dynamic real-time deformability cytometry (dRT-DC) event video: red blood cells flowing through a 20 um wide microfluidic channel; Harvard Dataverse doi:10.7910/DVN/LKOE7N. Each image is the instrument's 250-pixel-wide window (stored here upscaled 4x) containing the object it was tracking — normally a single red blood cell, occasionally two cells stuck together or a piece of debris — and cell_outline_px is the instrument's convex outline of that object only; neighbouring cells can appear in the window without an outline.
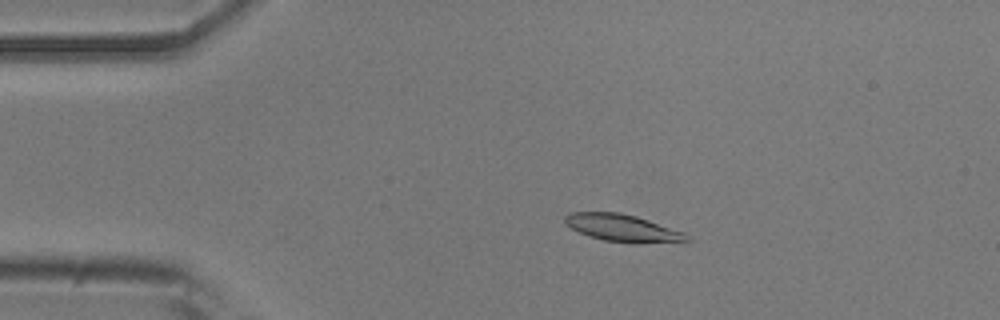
{"species": "common noctule bat (a hibernating species)", "species_latin": "Nyctalus noctula", "temperature_condition": "room temperature", "stored_images_in_passage": 54, "camera_frame_rate_fps": 3000, "um_per_image_px": 0.085, "animal": {"sex": "male", "body_mass_g": 20.5, "forearm_length_mm": 52.5}, "frame": {"image": 1, "passage_image": 10, "time_ms": 3.0, "image_size_px": [1000, 320], "cell_outline_px": [[692, 240], [604, 240], [588, 236], [564, 224], [564, 216], [568, 212], [620, 212], [636, 216], [684, 232]], "centroid_in_image_um": [52.75, 19.3], "position_along_channel_um": 32.2, "area_um2": 18.09}}
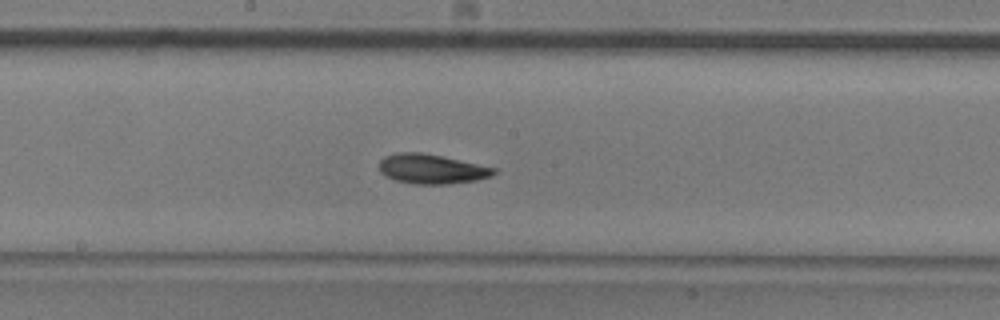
{"frame": {"image": 2, "passage_image": 28, "time_ms": 9.0, "image_size_px": [1000, 320], "cell_outline_px": [[496, 172], [492, 176], [476, 180], [448, 184], [416, 184], [396, 180], [380, 172], [380, 160], [384, 156], [396, 152], [420, 152], [440, 156], [496, 168]], "centroid_in_image_um": [36.68, 14.36], "position_along_channel_um": 211.5, "area_um2": 19.54}}
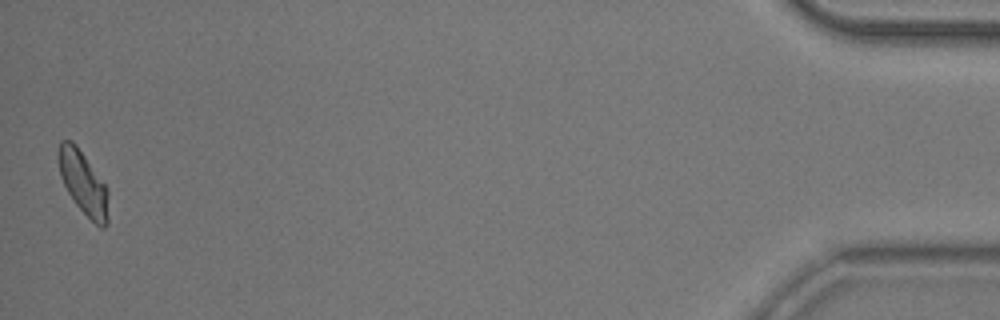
{"frame": {"image": 3, "passage_image": 53, "time_ms": 17.333, "image_size_px": [1000, 320], "cell_outline_px": [[108, 224], [104, 228], [100, 228], [76, 204], [68, 192], [60, 176], [56, 152], [60, 140], [72, 140], [76, 144], [104, 184], [108, 192]], "centroid_in_image_um": [7.05, 15.52], "position_along_channel_um": 428.2, "area_um2": 18.32}}